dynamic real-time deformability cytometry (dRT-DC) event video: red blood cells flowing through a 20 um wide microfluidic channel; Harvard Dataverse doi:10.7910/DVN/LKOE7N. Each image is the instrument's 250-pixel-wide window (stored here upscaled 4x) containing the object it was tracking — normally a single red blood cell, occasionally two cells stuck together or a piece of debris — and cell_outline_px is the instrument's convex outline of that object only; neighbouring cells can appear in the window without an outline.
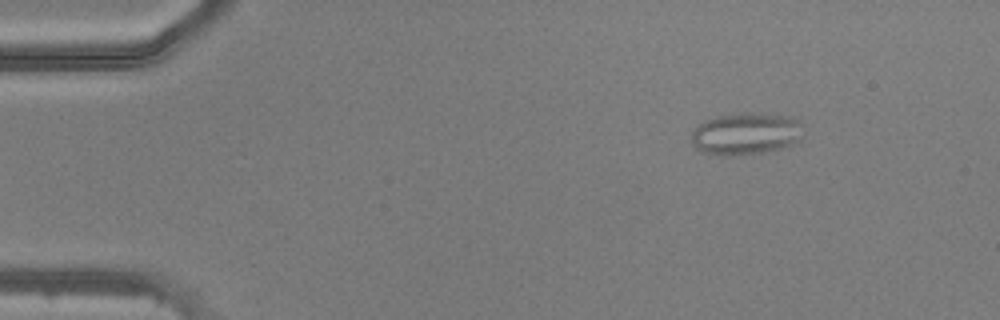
{"species": "common noctule bat (a hibernating species)", "species_latin": "Nyctalus noctula", "temperature_condition": "warm", "stored_images_in_passage": 48, "camera_frame_rate_fps": 3000, "um_per_image_px": 0.085, "animal": {"sex": "male", "body_mass_g": 20.5, "forearm_length_mm": 52.5}, "frame": {"image": 1, "passage_image": 6, "time_ms": 1.667, "image_size_px": [1000, 320], "cell_outline_px": [[804, 124], [800, 140], [780, 148], [764, 152], [704, 152], [696, 148], [692, 140], [692, 132], [696, 124], [704, 120], [716, 116], [752, 112], [788, 116], [800, 120]], "centroid_in_image_um": [63.45, 11.29], "position_along_channel_um": 21.6, "area_um2": 26.65}}
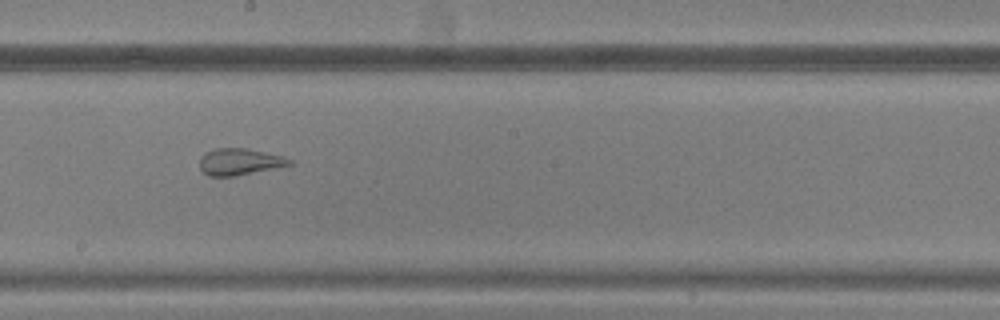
{"frame": {"image": 2, "passage_image": 27, "time_ms": 8.667, "image_size_px": [1000, 320], "cell_outline_px": [[292, 164], [232, 176], [208, 176], [200, 168], [200, 156], [204, 152], [216, 148], [248, 148], [284, 156], [292, 160]], "centroid_in_image_um": [20.33, 13.72], "position_along_channel_um": 227.9, "area_um2": 13.81}}
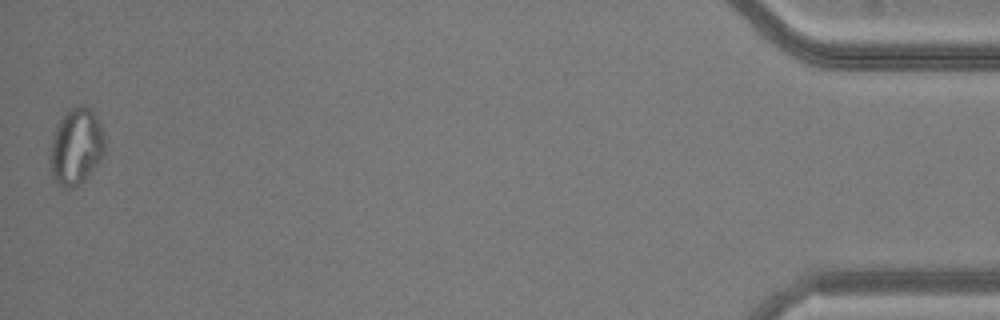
{"frame": {"image": 3, "passage_image": 48, "time_ms": 15.667, "image_size_px": [1000, 320], "cell_outline_px": [[104, 152], [100, 160], [84, 180], [72, 188], [64, 188], [52, 176], [48, 160], [52, 140], [56, 128], [60, 120], [68, 108], [80, 104], [88, 108], [96, 116], [104, 132]], "centroid_in_image_um": [6.46, 12.45], "position_along_channel_um": 428.7, "area_um2": 24.28}}